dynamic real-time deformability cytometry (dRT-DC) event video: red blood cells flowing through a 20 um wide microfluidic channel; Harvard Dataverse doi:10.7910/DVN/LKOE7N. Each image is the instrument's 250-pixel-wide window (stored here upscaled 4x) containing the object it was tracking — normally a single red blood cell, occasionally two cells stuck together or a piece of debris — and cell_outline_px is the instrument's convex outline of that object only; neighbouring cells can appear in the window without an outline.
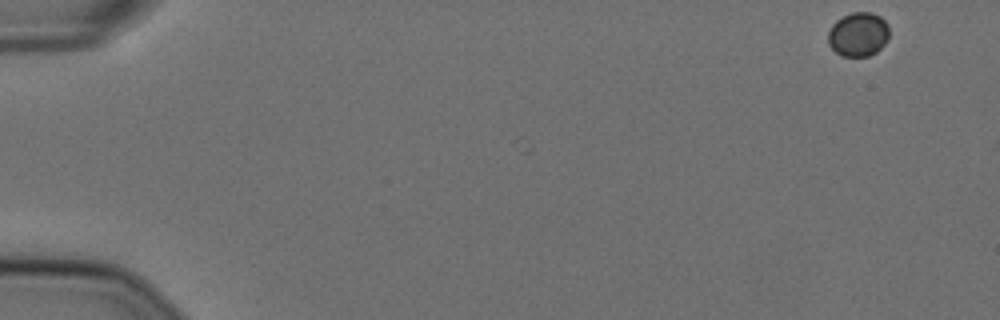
{"species": "Egyptian fruit bat (a non-hibernating species)", "species_latin": "Rousettus aegyptiacus", "temperature_condition": "cold", "stored_images_in_passage": 6, "camera_frame_rate_fps": 3000, "um_per_image_px": 0.085, "animal": {"sex": "female"}, "frame": {"image": 1, "passage_image": 1, "time_ms": 0.0, "image_size_px": [1000, 320], "cell_outline_px": [[888, 40], [876, 52], [868, 56], [840, 56], [828, 44], [828, 32], [832, 24], [836, 20], [852, 12], [872, 12], [880, 16], [888, 24]], "centroid_in_image_um": [72.95, 2.92], "position_along_channel_um": 12.1, "area_um2": 15.78}}